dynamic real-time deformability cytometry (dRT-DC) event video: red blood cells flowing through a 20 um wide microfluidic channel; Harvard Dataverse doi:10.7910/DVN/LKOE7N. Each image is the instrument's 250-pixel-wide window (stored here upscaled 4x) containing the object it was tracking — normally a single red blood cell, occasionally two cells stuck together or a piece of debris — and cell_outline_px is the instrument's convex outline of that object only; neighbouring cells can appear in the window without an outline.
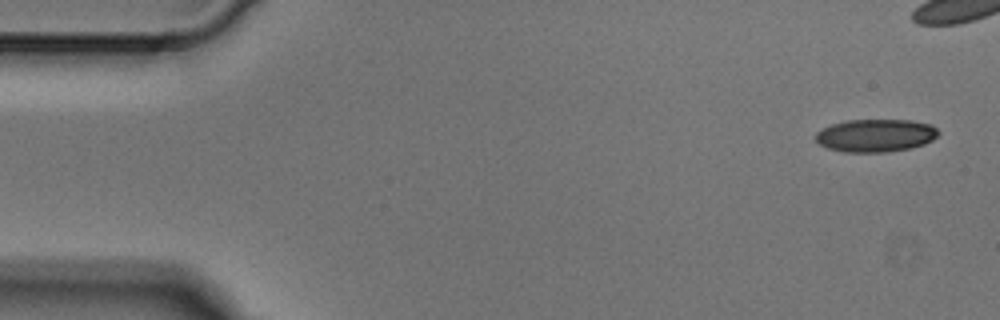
{"species": "Egyptian fruit bat (a non-hibernating species)", "species_latin": "Rousettus aegyptiacus", "temperature_condition": "cold", "stored_images_in_passage": 5, "camera_frame_rate_fps": 3000, "um_per_image_px": 0.085, "animal": {"sex": "male"}, "frame": {"image": 1, "passage_image": 1, "time_ms": 0.0, "image_size_px": [1000, 320], "cell_outline_px": [[940, 132], [932, 140], [924, 144], [912, 148], [888, 152], [844, 152], [828, 148], [820, 144], [816, 140], [816, 132], [832, 124], [848, 120], [912, 120], [932, 124]], "centroid_in_image_um": [74.46, 11.51], "position_along_channel_um": 10.5, "area_um2": 23.52}}
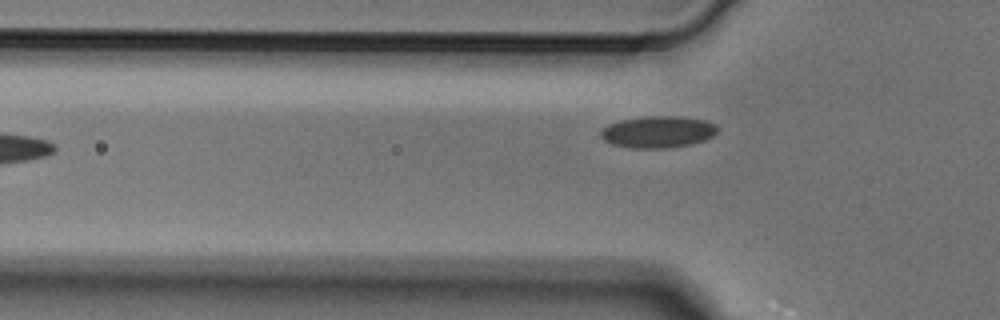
{"frame": {"image": 2, "passage_image": 5, "time_ms": 1.333, "image_size_px": [1000, 320], "cell_outline_px": [[716, 132], [712, 136], [704, 140], [692, 144], [668, 148], [632, 148], [612, 144], [604, 140], [600, 136], [600, 132], [608, 124], [620, 120], [648, 116], [680, 116], [708, 120], [716, 124]], "centroid_in_image_um": [55.93, 11.21], "position_along_channel_um": 69.9, "area_um2": 21.68}}